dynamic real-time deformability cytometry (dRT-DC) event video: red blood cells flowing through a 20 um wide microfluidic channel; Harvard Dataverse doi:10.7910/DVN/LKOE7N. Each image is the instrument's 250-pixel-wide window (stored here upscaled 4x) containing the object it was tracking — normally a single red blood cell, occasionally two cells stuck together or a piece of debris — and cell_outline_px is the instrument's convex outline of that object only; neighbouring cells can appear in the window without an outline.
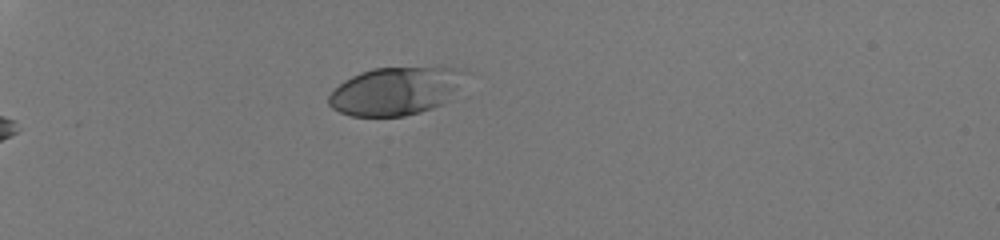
{"species": "human", "species_latin": "Homo sapiens", "temperature_condition": "room temperature", "stored_images_in_passage": 37, "camera_frame_rate_fps": 3000, "um_per_image_px": 0.085, "donor": {"sex": "male"}, "frame": {"image": 1, "passage_image": 1, "time_ms": 0.0, "image_size_px": [1000, 240], "cell_outline_px": [[452, 68], [440, 104], [432, 108], [420, 112], [404, 116], [352, 116], [340, 112], [332, 108], [328, 104], [328, 96], [344, 80], [360, 72], [372, 68]], "centroid_in_image_um": [33.18, 7.8], "position_along_channel_um": 51.8, "area_um2": 34.85}}
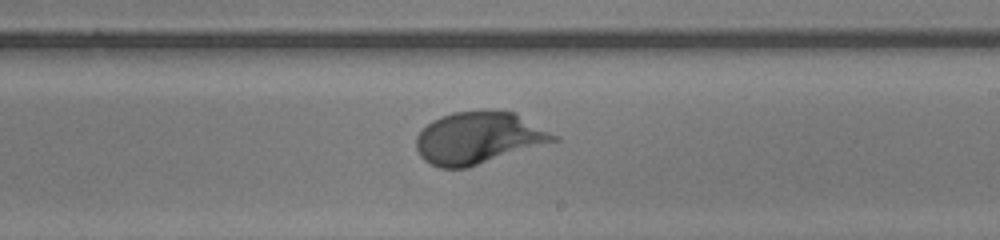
{"frame": {"image": 2, "passage_image": 20, "time_ms": 6.333, "image_size_px": [1000, 240], "cell_outline_px": [[560, 140], [468, 168], [440, 168], [424, 160], [420, 156], [416, 148], [416, 136], [432, 120], [440, 116], [452, 112], [484, 108], [516, 112], [560, 136]], "centroid_in_image_um": [40.72, 11.69], "position_along_channel_um": 248.3, "area_um2": 42.48}}
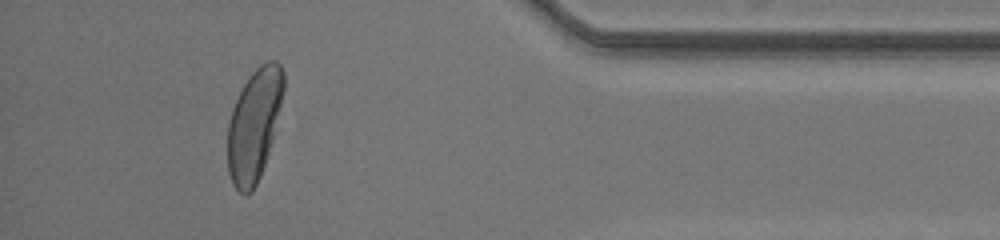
{"frame": {"image": 3, "passage_image": 34, "time_ms": 11.0, "image_size_px": [1000, 240], "cell_outline_px": [[284, 88], [276, 132], [260, 176], [252, 192], [248, 196], [244, 196], [232, 184], [228, 172], [228, 124], [232, 108], [248, 76], [260, 64], [268, 60], [276, 60], [280, 64], [284, 72]], "centroid_in_image_um": [21.62, 10.61], "position_along_channel_um": 413.6, "area_um2": 36.82}, "authors_computed_cell_mechanics": {"area_um2": 38.2058, "velocity_mm_per_s": 4.0407, "shape_relaxation_time_tau1_ms": 4.0874, "shape_relaxation_time_tau2_ms": null, "deformation_change_tau1": 0.1923, "deformation_change_tau2": null}}